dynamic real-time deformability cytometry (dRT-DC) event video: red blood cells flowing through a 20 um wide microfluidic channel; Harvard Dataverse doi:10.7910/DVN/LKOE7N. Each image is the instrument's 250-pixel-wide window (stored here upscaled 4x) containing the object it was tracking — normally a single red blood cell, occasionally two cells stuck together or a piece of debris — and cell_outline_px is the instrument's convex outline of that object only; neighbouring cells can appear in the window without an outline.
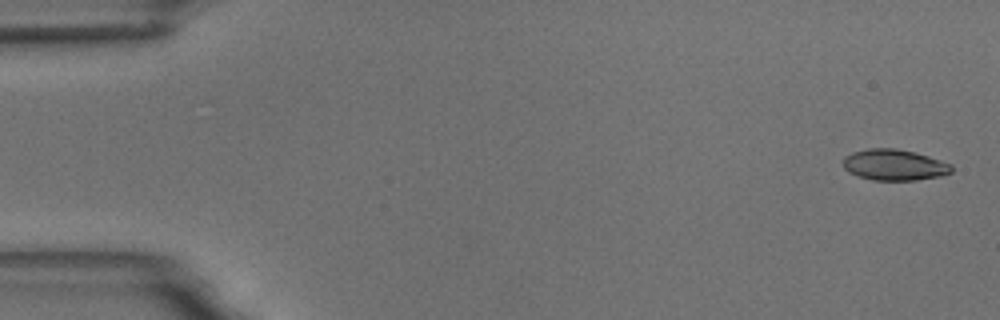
{"species": "common noctule bat (a hibernating species)", "species_latin": "Nyctalus noctula", "temperature_condition": "room temperature", "stored_images_in_passage": 15, "camera_frame_rate_fps": 3000, "um_per_image_px": 0.085, "animal": {"sex": "male", "body_mass_g": 18.8}, "frame": {"image": 1, "passage_image": 1, "time_ms": 0.0, "image_size_px": [1000, 320], "cell_outline_px": [[952, 172], [944, 176], [916, 180], [872, 180], [848, 172], [844, 168], [844, 156], [852, 152], [868, 148], [896, 148], [928, 156], [952, 164]], "centroid_in_image_um": [76.03, 14.02], "position_along_channel_um": 9.0, "area_um2": 19.65}}
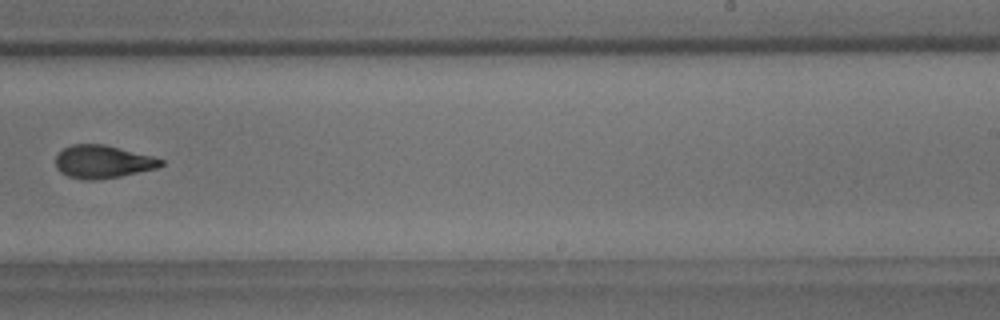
{"frame": {"image": 2, "passage_image": 10, "time_ms": 11.333, "image_size_px": [1000, 320], "cell_outline_px": [[164, 164], [156, 168], [120, 176], [96, 180], [84, 180], [68, 176], [60, 172], [56, 168], [56, 156], [64, 148], [72, 144], [104, 144], [152, 156], [164, 160]], "centroid_in_image_um": [8.71, 13.75], "position_along_channel_um": 280.3, "area_um2": 20.11}}
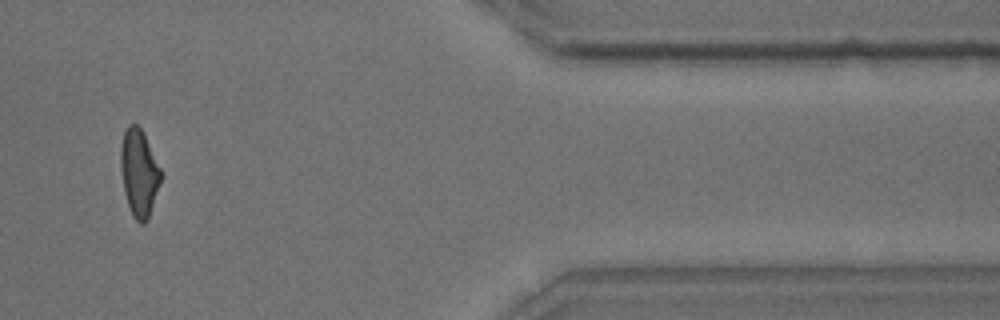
{"frame": {"image": 3, "passage_image": 13, "time_ms": 15.667, "image_size_px": [1000, 320], "cell_outline_px": [[160, 180], [148, 220], [144, 224], [140, 224], [132, 216], [124, 192], [120, 168], [120, 144], [124, 132], [128, 124], [136, 124], [140, 128], [160, 168]], "centroid_in_image_um": [11.78, 14.71], "position_along_channel_um": 399.6, "area_um2": 20.06}, "authors_computed_cell_mechanics": {"area_um2": 20.1722, "velocity_mm_per_s": 3.585, "shape_relaxation_time_tau1_ms": 7.954, "shape_relaxation_time_tau2_ms": null, "deformation_change_tau1": 0.1816, "deformation_change_tau2": null}}